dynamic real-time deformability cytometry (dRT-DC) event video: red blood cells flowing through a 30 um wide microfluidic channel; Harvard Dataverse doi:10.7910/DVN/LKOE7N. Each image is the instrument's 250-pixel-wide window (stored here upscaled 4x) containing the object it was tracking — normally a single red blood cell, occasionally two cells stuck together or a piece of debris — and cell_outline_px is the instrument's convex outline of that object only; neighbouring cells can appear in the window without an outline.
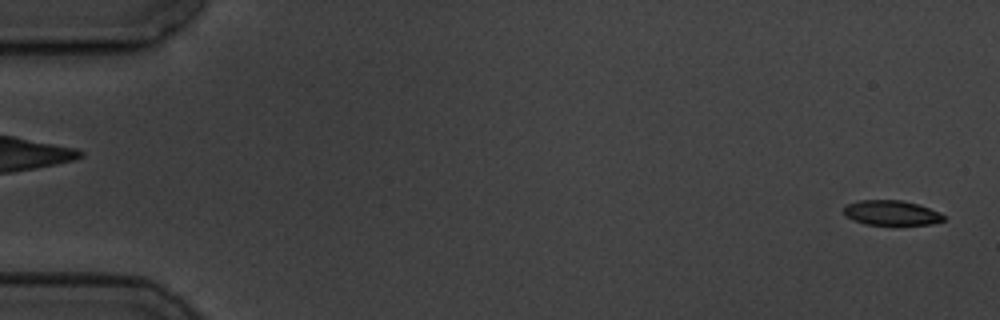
{"species": "common noctule bat (a hibernating species)", "species_latin": "Nyctalus noctula", "temperature_condition": "cold", "stored_images_in_passage": 6, "segment_of_instrument_passage": [2, 2], "camera_frame_rate_fps": 3000, "um_per_image_px": 0.085, "animal": {"sex": "male", "body_mass_g": 19.5, "forearm_length_mm": 54.6}, "frame": {"image": 1, "passage_image": 6, "time_ms": 5.667, "image_size_px": [1000, 320], "cell_outline_px": [[944, 220], [932, 224], [864, 224], [852, 220], [844, 216], [844, 208], [848, 204], [860, 200], [900, 200], [916, 204], [928, 208], [944, 216]], "centroid_in_image_um": [75.7, 18.09], "position_along_channel_um": 9.3, "area_um2": 14.16}}